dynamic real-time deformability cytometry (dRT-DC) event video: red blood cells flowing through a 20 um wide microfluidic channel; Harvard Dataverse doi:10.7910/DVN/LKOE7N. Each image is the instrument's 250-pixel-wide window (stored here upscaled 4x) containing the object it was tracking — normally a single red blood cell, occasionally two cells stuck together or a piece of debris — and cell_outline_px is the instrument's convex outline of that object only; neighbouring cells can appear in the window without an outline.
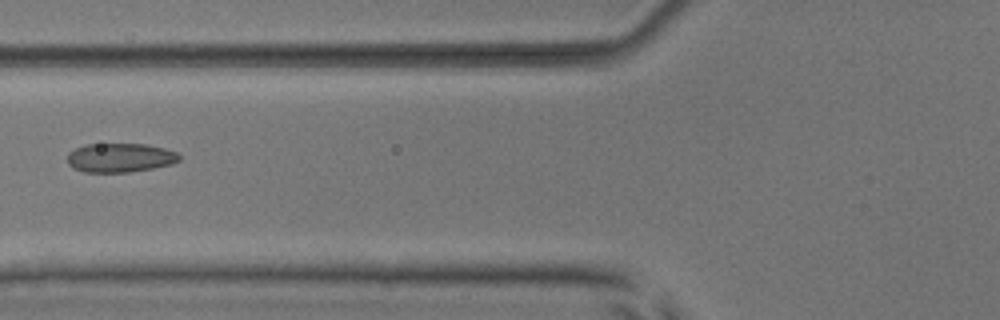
{"species": "common noctule bat (a hibernating species)", "species_latin": "Nyctalus noctula", "temperature_condition": "room temperature", "stored_images_in_passage": 7, "camera_frame_rate_fps": 3000, "um_per_image_px": 0.085, "animal": {"sex": "male", "body_mass_g": 17.9, "forearm_length_mm": 54.2}, "frame": {"image": 1, "passage_image": 6, "time_ms": 6.667, "image_size_px": [1000, 320], "cell_outline_px": [[180, 160], [172, 164], [152, 168], [128, 172], [84, 172], [72, 168], [68, 164], [68, 152], [84, 144], [144, 144], [164, 148], [176, 152], [180, 156]], "centroid_in_image_um": [10.18, 13.4], "position_along_channel_um": 115.6, "area_um2": 18.96}}
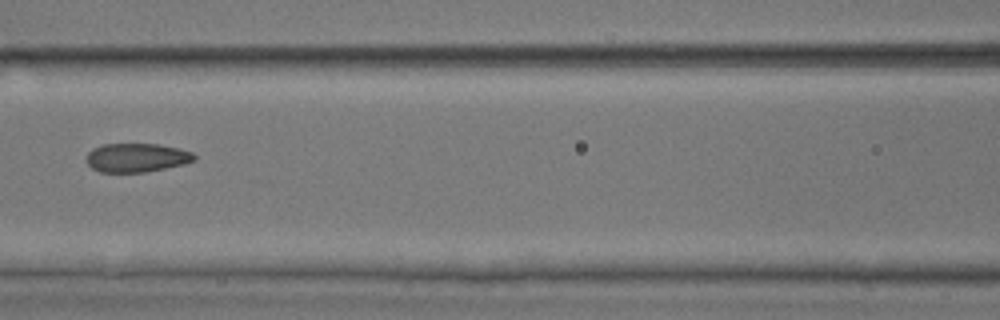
{"frame": {"image": 2, "passage_image": 7, "time_ms": 7.667, "image_size_px": [1000, 320], "cell_outline_px": [[196, 160], [184, 164], [144, 172], [100, 172], [92, 168], [88, 164], [88, 152], [92, 148], [104, 144], [160, 144], [180, 148], [192, 152], [196, 156]], "centroid_in_image_um": [11.64, 13.39], "position_along_channel_um": 155.0, "area_um2": 18.09}}